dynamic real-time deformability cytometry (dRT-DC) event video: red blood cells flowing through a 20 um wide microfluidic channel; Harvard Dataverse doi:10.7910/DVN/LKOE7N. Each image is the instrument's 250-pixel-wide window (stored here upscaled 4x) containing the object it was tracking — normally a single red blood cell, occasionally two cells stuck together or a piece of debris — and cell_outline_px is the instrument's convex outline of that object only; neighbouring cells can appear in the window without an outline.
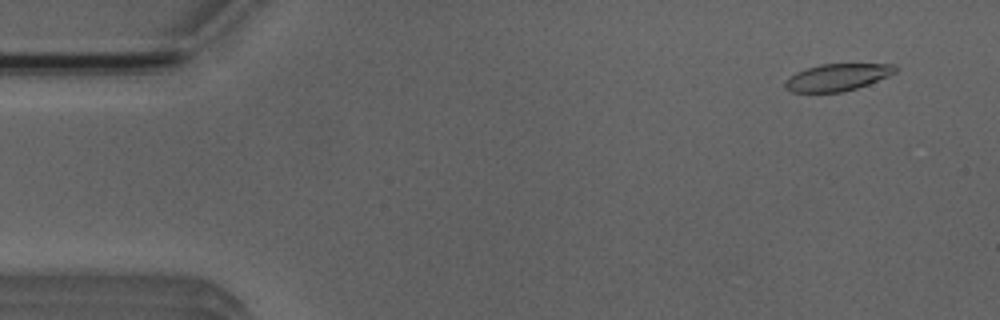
{"species": "Egyptian fruit bat (a non-hibernating species)", "species_latin": "Rousettus aegyptiacus", "temperature_condition": "room temperature", "stored_images_in_passage": 4, "camera_frame_rate_fps": 3000, "um_per_image_px": 0.085, "animal": {"sex": "male"}, "frame": {"image": 1, "passage_image": 1, "time_ms": 0.0, "image_size_px": [1000, 320], "cell_outline_px": [[900, 68], [896, 72], [888, 76], [868, 84], [844, 92], [792, 92], [784, 84], [784, 80], [796, 72], [820, 64], [896, 64]], "centroid_in_image_um": [71.21, 6.56], "position_along_channel_um": 13.8, "area_um2": 17.34}}
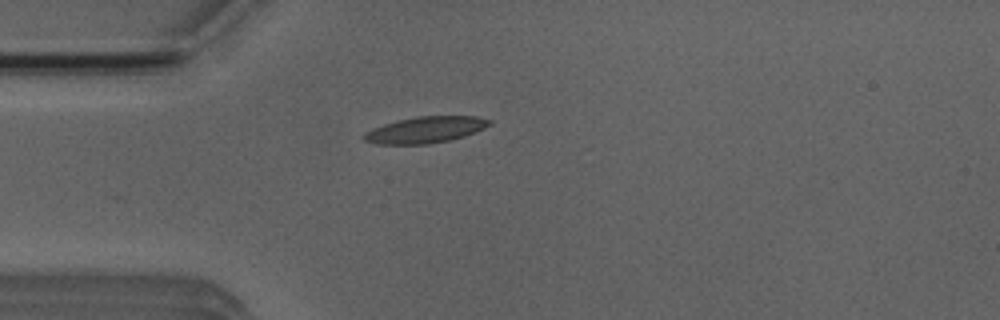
{"frame": {"image": 2, "passage_image": 4, "time_ms": 3.333, "image_size_px": [1000, 320], "cell_outline_px": [[492, 124], [484, 128], [464, 136], [452, 140], [428, 144], [376, 144], [364, 140], [360, 136], [364, 132], [384, 124], [396, 120], [416, 116], [476, 116], [492, 120]], "centroid_in_image_um": [36.15, 11.03], "position_along_channel_um": 48.9, "area_um2": 19.42}}